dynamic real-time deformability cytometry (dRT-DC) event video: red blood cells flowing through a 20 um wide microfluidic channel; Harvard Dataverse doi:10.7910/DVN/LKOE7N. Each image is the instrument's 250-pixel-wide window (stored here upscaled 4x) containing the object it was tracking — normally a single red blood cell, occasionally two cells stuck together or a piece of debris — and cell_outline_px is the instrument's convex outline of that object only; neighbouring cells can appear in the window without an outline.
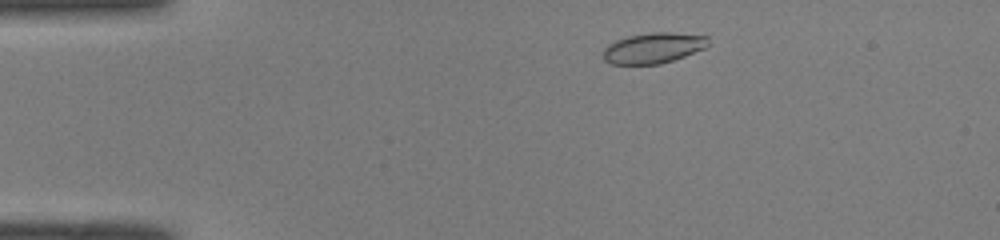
{"species": "common noctule bat (a hibernating species)", "species_latin": "Nyctalus noctula", "temperature_condition": "room temperature", "stored_images_in_passage": 42, "camera_frame_rate_fps": 3000, "um_per_image_px": 0.085, "animal": {"sex": "male", "body_mass_g": 19.0, "forearm_length_mm": 50.8}, "frame": {"image": 1, "passage_image": 1, "time_ms": 0.0, "image_size_px": [1000, 240], "cell_outline_px": [[708, 44], [704, 48], [684, 56], [660, 64], [612, 64], [604, 60], [604, 48], [608, 44], [616, 40], [628, 36], [652, 32], [668, 32], [708, 36]], "centroid_in_image_um": [55.51, 4.07], "position_along_channel_um": 29.5, "area_um2": 18.55}}
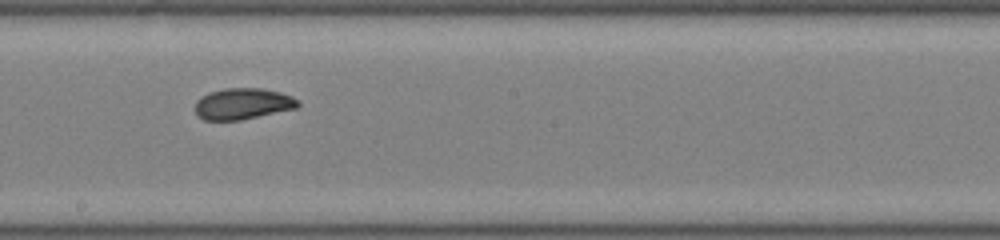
{"frame": {"image": 2, "passage_image": 20, "time_ms": 6.333, "image_size_px": [1000, 240], "cell_outline_px": [[300, 104], [296, 108], [240, 120], [204, 120], [196, 116], [196, 100], [200, 96], [208, 92], [224, 88], [264, 88], [280, 92], [292, 96], [300, 100]], "centroid_in_image_um": [20.62, 8.81], "position_along_channel_um": 227.6, "area_um2": 18.9}}
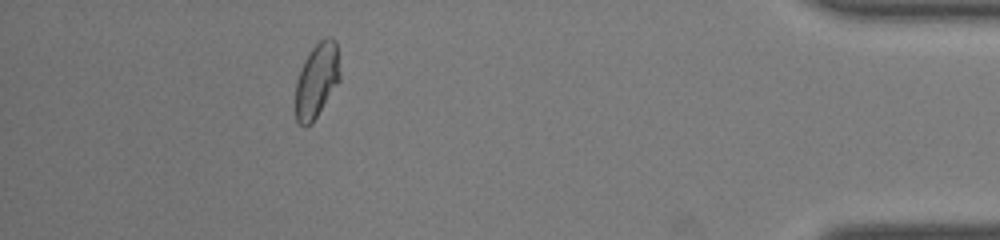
{"frame": {"image": 3, "passage_image": 37, "time_ms": 12.0, "image_size_px": [1000, 240], "cell_outline_px": [[340, 80], [312, 124], [304, 128], [296, 120], [296, 84], [304, 60], [308, 52], [324, 36], [328, 36], [336, 40], [340, 72]], "centroid_in_image_um": [26.94, 6.83], "position_along_channel_um": 408.3, "area_um2": 19.36}, "authors_computed_cell_mechanics": {"area_um2": 19.1607, "velocity_mm_per_s": 4.077, "shape_relaxation_time_tau1_ms": 5.6609, "shape_relaxation_time_tau2_ms": 1.6003, "deformation_change_tau1": 0.1442, "deformation_change_tau2": 0.047}}